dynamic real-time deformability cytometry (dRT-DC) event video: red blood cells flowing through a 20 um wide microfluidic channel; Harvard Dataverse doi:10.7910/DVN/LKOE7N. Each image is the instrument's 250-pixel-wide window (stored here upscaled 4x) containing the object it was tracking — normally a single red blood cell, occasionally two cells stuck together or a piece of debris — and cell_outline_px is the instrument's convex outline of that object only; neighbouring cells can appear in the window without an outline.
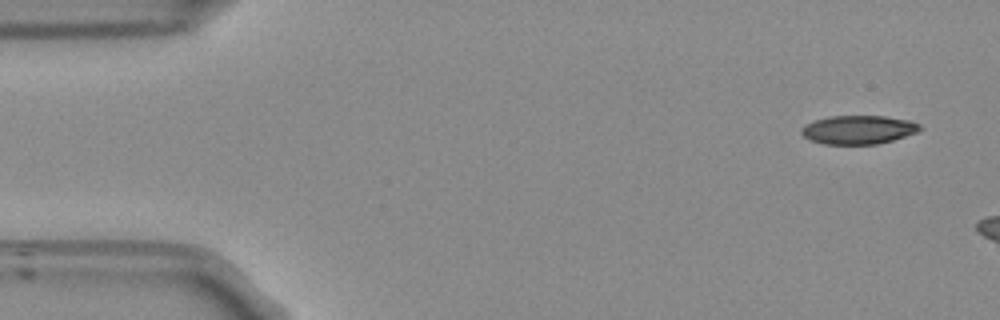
{"species": "Egyptian fruit bat (a non-hibernating species)", "species_latin": "Rousettus aegyptiacus", "temperature_condition": "room temperature", "stored_images_in_passage": 6, "camera_frame_rate_fps": 3000, "um_per_image_px": 0.085, "frame": {"image": 1, "passage_image": 1, "time_ms": 0.0, "image_size_px": [1000, 320], "cell_outline_px": [[920, 128], [916, 132], [892, 140], [876, 144], [824, 144], [808, 140], [800, 132], [800, 128], [804, 124], [828, 116], [884, 116], [908, 120], [920, 124]], "centroid_in_image_um": [72.89, 11.02], "position_along_channel_um": 12.1, "area_um2": 19.71}}